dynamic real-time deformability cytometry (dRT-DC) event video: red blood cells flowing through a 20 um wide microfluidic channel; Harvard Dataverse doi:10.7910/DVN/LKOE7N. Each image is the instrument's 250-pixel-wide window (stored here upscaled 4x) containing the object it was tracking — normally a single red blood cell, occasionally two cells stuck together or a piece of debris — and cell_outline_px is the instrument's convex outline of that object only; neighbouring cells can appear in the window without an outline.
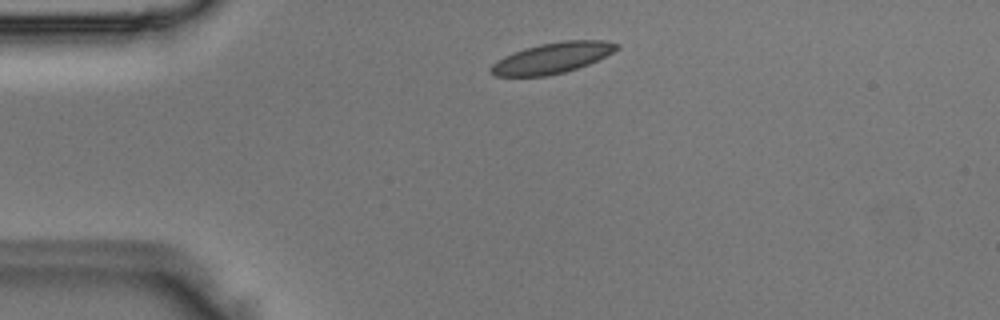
{"species": "Egyptian fruit bat (a non-hibernating species)", "species_latin": "Rousettus aegyptiacus", "temperature_condition": "room temperature", "stored_images_in_passage": 2, "camera_frame_rate_fps": 3000, "um_per_image_px": 0.085, "animal": {"sex": "male"}, "frame": {"image": 1, "passage_image": 1, "time_ms": 0.0, "image_size_px": [1000, 320], "cell_outline_px": [[620, 48], [588, 64], [564, 72], [544, 76], [496, 76], [488, 72], [488, 68], [496, 60], [512, 52], [524, 48], [540, 44], [564, 40], [608, 40], [620, 44]], "centroid_in_image_um": [46.9, 4.92], "position_along_channel_um": 38.1, "area_um2": 22.6}}